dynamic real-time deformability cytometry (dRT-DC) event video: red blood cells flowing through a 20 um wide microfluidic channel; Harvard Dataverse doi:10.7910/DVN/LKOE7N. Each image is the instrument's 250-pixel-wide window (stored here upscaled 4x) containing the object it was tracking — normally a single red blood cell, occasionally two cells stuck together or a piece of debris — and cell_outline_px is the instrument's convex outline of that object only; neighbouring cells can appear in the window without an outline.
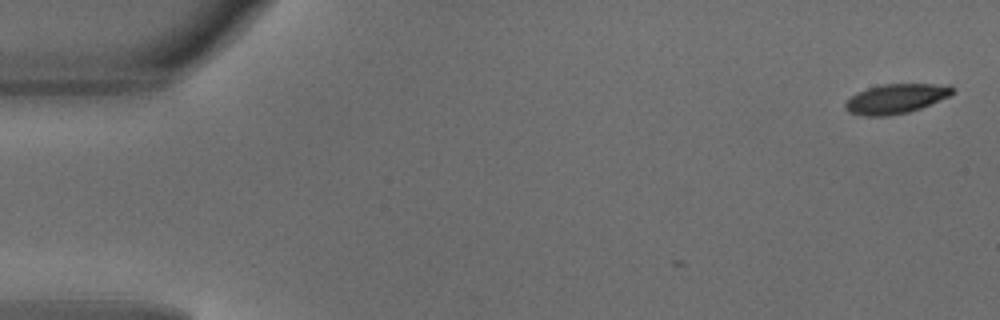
{"species": "common noctule bat (a hibernating species)", "species_latin": "Nyctalus noctula", "temperature_condition": "warm", "stored_images_in_passage": 7, "camera_frame_rate_fps": 3000, "um_per_image_px": 0.085, "animal": {"sex": "male", "body_mass_g": 18.8}, "frame": {"image": 1, "passage_image": 1, "time_ms": 0.0, "image_size_px": [1000, 320], "cell_outline_px": [[956, 92], [948, 96], [920, 108], [908, 112], [888, 116], [864, 116], [848, 112], [844, 108], [844, 104], [856, 92], [868, 88], [884, 84], [948, 84], [956, 88]], "centroid_in_image_um": [76.16, 8.39], "position_along_channel_um": 8.8, "area_um2": 18.5}}